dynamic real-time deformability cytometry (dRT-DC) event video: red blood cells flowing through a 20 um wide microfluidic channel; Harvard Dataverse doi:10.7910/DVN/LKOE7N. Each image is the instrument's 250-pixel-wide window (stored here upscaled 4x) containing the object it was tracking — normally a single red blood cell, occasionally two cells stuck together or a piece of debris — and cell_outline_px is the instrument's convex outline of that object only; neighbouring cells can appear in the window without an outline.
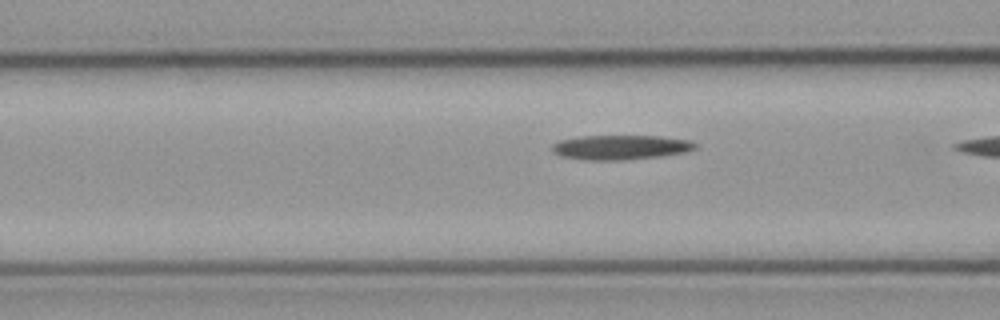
{"species": "common noctule bat (a hibernating species)", "species_latin": "Nyctalus noctula", "temperature_condition": "cold", "stored_images_in_passage": 14, "camera_frame_rate_fps": 3000, "um_per_image_px": 0.085, "animal": {"sex": "male", "body_mass_g": 23.1, "forearm_length_mm": 52.7}, "frame": {"image": 1, "passage_image": 13, "time_ms": 4.0, "image_size_px": [1000, 320], "cell_outline_px": [[700, 148], [688, 152], [660, 156], [624, 160], [580, 160], [560, 156], [552, 152], [552, 144], [560, 140], [580, 136], [660, 136], [692, 140]], "centroid_in_image_um": [52.78, 12.52], "position_along_channel_um": 113.8, "area_um2": 20.87}}